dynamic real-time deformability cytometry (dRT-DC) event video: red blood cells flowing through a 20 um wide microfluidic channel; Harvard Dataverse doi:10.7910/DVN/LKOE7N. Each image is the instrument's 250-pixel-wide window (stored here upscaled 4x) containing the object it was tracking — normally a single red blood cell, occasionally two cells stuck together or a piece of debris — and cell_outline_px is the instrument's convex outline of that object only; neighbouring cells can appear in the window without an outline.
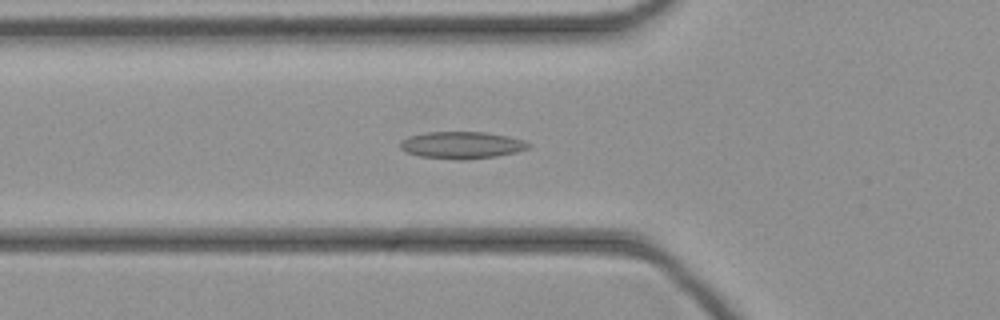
{"species": "common noctule bat (a hibernating species)", "species_latin": "Nyctalus noctula", "temperature_condition": "cold", "stored_images_in_passage": 45, "camera_frame_rate_fps": 3000, "um_per_image_px": 0.085, "animal": {"sex": "female", "body_mass_g": 21.9}, "frame": {"image": 1, "passage_image": 16, "time_ms": 5.0, "image_size_px": [1000, 320], "cell_outline_px": [[532, 144], [528, 148], [516, 152], [496, 156], [468, 160], [456, 160], [420, 156], [408, 152], [400, 148], [400, 140], [408, 136], [428, 132], [484, 132], [508, 136], [524, 140]], "centroid_in_image_um": [39.26, 12.33], "position_along_channel_um": 86.5, "area_um2": 20.29}}
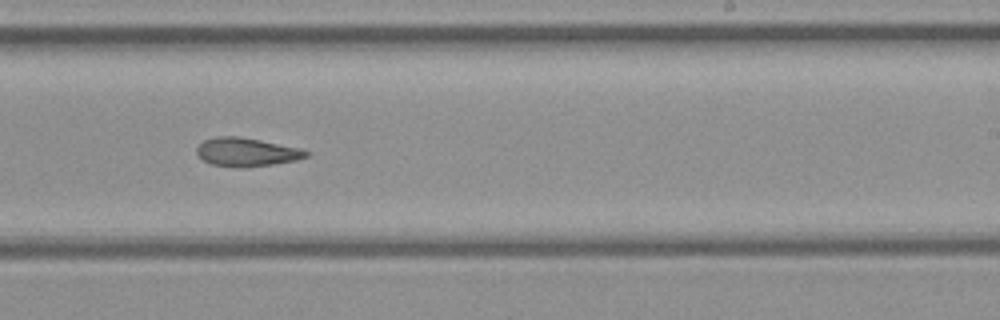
{"frame": {"image": 2, "passage_image": 28, "time_ms": 9.0, "image_size_px": [1000, 320], "cell_outline_px": [[308, 156], [296, 160], [272, 164], [244, 168], [236, 168], [212, 164], [204, 160], [196, 152], [196, 148], [204, 140], [216, 136], [240, 136], [300, 148], [308, 152]], "centroid_in_image_um": [20.94, 12.93], "position_along_channel_um": 268.1, "area_um2": 18.15}}
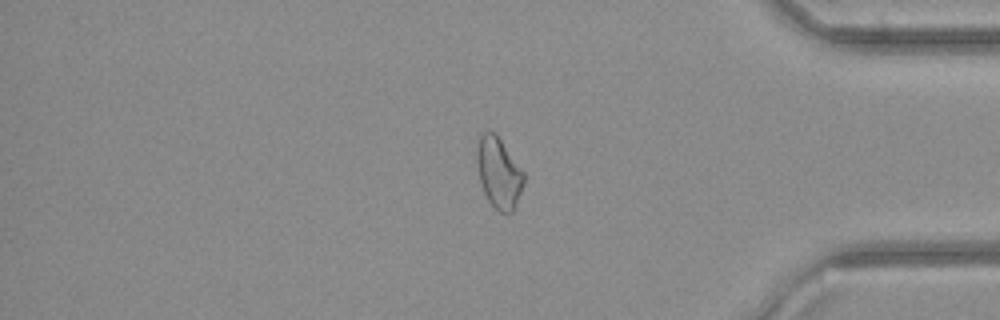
{"frame": {"image": 3, "passage_image": 38, "time_ms": 12.333, "image_size_px": [1000, 320], "cell_outline_px": [[524, 184], [512, 212], [500, 212], [488, 200], [480, 184], [476, 160], [476, 136], [480, 132], [496, 132], [524, 172]], "centroid_in_image_um": [42.36, 14.61], "position_along_channel_um": 392.8, "area_um2": 19.59}}